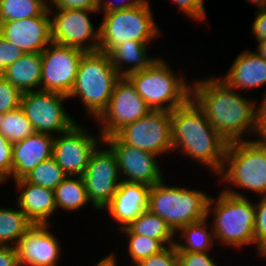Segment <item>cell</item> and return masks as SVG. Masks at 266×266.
<instances>
[{"label": "cell", "instance_id": "c3c4849f", "mask_svg": "<svg viewBox=\"0 0 266 266\" xmlns=\"http://www.w3.org/2000/svg\"><path fill=\"white\" fill-rule=\"evenodd\" d=\"M3 117H4V114L3 113H0V126H1V124L3 122Z\"/></svg>", "mask_w": 266, "mask_h": 266}, {"label": "cell", "instance_id": "ba28073f", "mask_svg": "<svg viewBox=\"0 0 266 266\" xmlns=\"http://www.w3.org/2000/svg\"><path fill=\"white\" fill-rule=\"evenodd\" d=\"M150 0H143L139 5L111 12L102 13L99 27V51L109 53L114 47L125 41L155 43L162 36L155 20Z\"/></svg>", "mask_w": 266, "mask_h": 266}, {"label": "cell", "instance_id": "5b68a950", "mask_svg": "<svg viewBox=\"0 0 266 266\" xmlns=\"http://www.w3.org/2000/svg\"><path fill=\"white\" fill-rule=\"evenodd\" d=\"M169 63L160 55L146 69L127 76L152 110L171 112L191 98L192 79L186 78L182 69H172Z\"/></svg>", "mask_w": 266, "mask_h": 266}, {"label": "cell", "instance_id": "2e32d148", "mask_svg": "<svg viewBox=\"0 0 266 266\" xmlns=\"http://www.w3.org/2000/svg\"><path fill=\"white\" fill-rule=\"evenodd\" d=\"M85 52L51 42L42 55L41 90L69 95Z\"/></svg>", "mask_w": 266, "mask_h": 266}, {"label": "cell", "instance_id": "44dd1931", "mask_svg": "<svg viewBox=\"0 0 266 266\" xmlns=\"http://www.w3.org/2000/svg\"><path fill=\"white\" fill-rule=\"evenodd\" d=\"M13 182L17 191L13 200L32 223L54 225L52 220L57 212L54 191L27 182L24 178Z\"/></svg>", "mask_w": 266, "mask_h": 266}, {"label": "cell", "instance_id": "7a4b0ae2", "mask_svg": "<svg viewBox=\"0 0 266 266\" xmlns=\"http://www.w3.org/2000/svg\"><path fill=\"white\" fill-rule=\"evenodd\" d=\"M171 130L174 154L203 166L214 177L221 172L229 142L213 128L192 98L171 111Z\"/></svg>", "mask_w": 266, "mask_h": 266}, {"label": "cell", "instance_id": "60d3db41", "mask_svg": "<svg viewBox=\"0 0 266 266\" xmlns=\"http://www.w3.org/2000/svg\"><path fill=\"white\" fill-rule=\"evenodd\" d=\"M47 8L99 10V0H47Z\"/></svg>", "mask_w": 266, "mask_h": 266}, {"label": "cell", "instance_id": "4fadbf2b", "mask_svg": "<svg viewBox=\"0 0 266 266\" xmlns=\"http://www.w3.org/2000/svg\"><path fill=\"white\" fill-rule=\"evenodd\" d=\"M78 122L54 137L52 157L67 176H82L92 152L103 142L99 130L94 133Z\"/></svg>", "mask_w": 266, "mask_h": 266}, {"label": "cell", "instance_id": "4316f807", "mask_svg": "<svg viewBox=\"0 0 266 266\" xmlns=\"http://www.w3.org/2000/svg\"><path fill=\"white\" fill-rule=\"evenodd\" d=\"M13 208L0 207V246H14L34 225L13 200Z\"/></svg>", "mask_w": 266, "mask_h": 266}, {"label": "cell", "instance_id": "ac0fdd59", "mask_svg": "<svg viewBox=\"0 0 266 266\" xmlns=\"http://www.w3.org/2000/svg\"><path fill=\"white\" fill-rule=\"evenodd\" d=\"M0 35L24 54L43 52L52 42L48 8L37 17L0 22Z\"/></svg>", "mask_w": 266, "mask_h": 266}, {"label": "cell", "instance_id": "6da1fadb", "mask_svg": "<svg viewBox=\"0 0 266 266\" xmlns=\"http://www.w3.org/2000/svg\"><path fill=\"white\" fill-rule=\"evenodd\" d=\"M193 78L191 98L213 128L227 141L254 137L255 99L229 87L217 75Z\"/></svg>", "mask_w": 266, "mask_h": 266}, {"label": "cell", "instance_id": "4dcf8cb0", "mask_svg": "<svg viewBox=\"0 0 266 266\" xmlns=\"http://www.w3.org/2000/svg\"><path fill=\"white\" fill-rule=\"evenodd\" d=\"M0 133L12 144L35 133L31 122L21 107L4 114Z\"/></svg>", "mask_w": 266, "mask_h": 266}, {"label": "cell", "instance_id": "277c9868", "mask_svg": "<svg viewBox=\"0 0 266 266\" xmlns=\"http://www.w3.org/2000/svg\"><path fill=\"white\" fill-rule=\"evenodd\" d=\"M253 200V197L251 199L238 197L221 189L217 196H210L207 218H211L214 239L217 247L221 246L220 250L227 247L228 250L239 252L244 251L245 246L255 249V202Z\"/></svg>", "mask_w": 266, "mask_h": 266}, {"label": "cell", "instance_id": "1f68e13d", "mask_svg": "<svg viewBox=\"0 0 266 266\" xmlns=\"http://www.w3.org/2000/svg\"><path fill=\"white\" fill-rule=\"evenodd\" d=\"M67 175L53 157L39 163L24 179L34 185L54 190Z\"/></svg>", "mask_w": 266, "mask_h": 266}, {"label": "cell", "instance_id": "b9f144b4", "mask_svg": "<svg viewBox=\"0 0 266 266\" xmlns=\"http://www.w3.org/2000/svg\"><path fill=\"white\" fill-rule=\"evenodd\" d=\"M254 19L250 28L252 37L254 35V41L266 40V8L258 9L254 11Z\"/></svg>", "mask_w": 266, "mask_h": 266}, {"label": "cell", "instance_id": "9c48e42d", "mask_svg": "<svg viewBox=\"0 0 266 266\" xmlns=\"http://www.w3.org/2000/svg\"><path fill=\"white\" fill-rule=\"evenodd\" d=\"M68 99L67 95L59 92L29 91L22 94L20 107L35 133L56 136L68 131L78 121L64 106L70 101Z\"/></svg>", "mask_w": 266, "mask_h": 266}, {"label": "cell", "instance_id": "74e56055", "mask_svg": "<svg viewBox=\"0 0 266 266\" xmlns=\"http://www.w3.org/2000/svg\"><path fill=\"white\" fill-rule=\"evenodd\" d=\"M177 255L179 266H221L212 252H177Z\"/></svg>", "mask_w": 266, "mask_h": 266}, {"label": "cell", "instance_id": "cb8c5ba5", "mask_svg": "<svg viewBox=\"0 0 266 266\" xmlns=\"http://www.w3.org/2000/svg\"><path fill=\"white\" fill-rule=\"evenodd\" d=\"M42 55L23 54L15 63L9 65L1 74L22 93L41 90Z\"/></svg>", "mask_w": 266, "mask_h": 266}, {"label": "cell", "instance_id": "7dc6e473", "mask_svg": "<svg viewBox=\"0 0 266 266\" xmlns=\"http://www.w3.org/2000/svg\"><path fill=\"white\" fill-rule=\"evenodd\" d=\"M245 2H249V4L255 6V8L258 9H263L266 8V0H244Z\"/></svg>", "mask_w": 266, "mask_h": 266}, {"label": "cell", "instance_id": "83f0119b", "mask_svg": "<svg viewBox=\"0 0 266 266\" xmlns=\"http://www.w3.org/2000/svg\"><path fill=\"white\" fill-rule=\"evenodd\" d=\"M127 228L133 234L159 240L165 247L175 243V233L172 229L149 209L144 210Z\"/></svg>", "mask_w": 266, "mask_h": 266}, {"label": "cell", "instance_id": "f1b7e54d", "mask_svg": "<svg viewBox=\"0 0 266 266\" xmlns=\"http://www.w3.org/2000/svg\"><path fill=\"white\" fill-rule=\"evenodd\" d=\"M116 232H119V235L123 234L120 235L123 238H127L123 241L124 243H127V246L125 245L127 250L125 251L126 253H124V256L127 254L125 258H129V263L127 264H130L131 266H136L143 259H146L147 257L156 254L165 248V246L159 240L133 234L127 227L121 228Z\"/></svg>", "mask_w": 266, "mask_h": 266}, {"label": "cell", "instance_id": "d6a6232c", "mask_svg": "<svg viewBox=\"0 0 266 266\" xmlns=\"http://www.w3.org/2000/svg\"><path fill=\"white\" fill-rule=\"evenodd\" d=\"M255 199V256L266 260V196Z\"/></svg>", "mask_w": 266, "mask_h": 266}, {"label": "cell", "instance_id": "f546056e", "mask_svg": "<svg viewBox=\"0 0 266 266\" xmlns=\"http://www.w3.org/2000/svg\"><path fill=\"white\" fill-rule=\"evenodd\" d=\"M47 9V0H0V22L40 16Z\"/></svg>", "mask_w": 266, "mask_h": 266}, {"label": "cell", "instance_id": "484cf974", "mask_svg": "<svg viewBox=\"0 0 266 266\" xmlns=\"http://www.w3.org/2000/svg\"><path fill=\"white\" fill-rule=\"evenodd\" d=\"M53 191L58 212L77 213L91 205L82 176H67Z\"/></svg>", "mask_w": 266, "mask_h": 266}, {"label": "cell", "instance_id": "7bdbcfd3", "mask_svg": "<svg viewBox=\"0 0 266 266\" xmlns=\"http://www.w3.org/2000/svg\"><path fill=\"white\" fill-rule=\"evenodd\" d=\"M143 0H99V12H111L139 5Z\"/></svg>", "mask_w": 266, "mask_h": 266}, {"label": "cell", "instance_id": "52a82bcc", "mask_svg": "<svg viewBox=\"0 0 266 266\" xmlns=\"http://www.w3.org/2000/svg\"><path fill=\"white\" fill-rule=\"evenodd\" d=\"M154 184L149 191L148 209L160 216L176 233L183 226L207 218L210 193L168 180ZM177 185V186H176Z\"/></svg>", "mask_w": 266, "mask_h": 266}, {"label": "cell", "instance_id": "8fae6325", "mask_svg": "<svg viewBox=\"0 0 266 266\" xmlns=\"http://www.w3.org/2000/svg\"><path fill=\"white\" fill-rule=\"evenodd\" d=\"M124 144L162 156L173 153L171 112L151 110L115 134Z\"/></svg>", "mask_w": 266, "mask_h": 266}, {"label": "cell", "instance_id": "ab89813d", "mask_svg": "<svg viewBox=\"0 0 266 266\" xmlns=\"http://www.w3.org/2000/svg\"><path fill=\"white\" fill-rule=\"evenodd\" d=\"M24 52L19 47H14L10 41L0 35V74H2L9 65L15 63Z\"/></svg>", "mask_w": 266, "mask_h": 266}, {"label": "cell", "instance_id": "e575fe53", "mask_svg": "<svg viewBox=\"0 0 266 266\" xmlns=\"http://www.w3.org/2000/svg\"><path fill=\"white\" fill-rule=\"evenodd\" d=\"M22 92L0 74V113L20 107Z\"/></svg>", "mask_w": 266, "mask_h": 266}, {"label": "cell", "instance_id": "ee69618b", "mask_svg": "<svg viewBox=\"0 0 266 266\" xmlns=\"http://www.w3.org/2000/svg\"><path fill=\"white\" fill-rule=\"evenodd\" d=\"M0 266H20L14 246H0Z\"/></svg>", "mask_w": 266, "mask_h": 266}, {"label": "cell", "instance_id": "7402d4cb", "mask_svg": "<svg viewBox=\"0 0 266 266\" xmlns=\"http://www.w3.org/2000/svg\"><path fill=\"white\" fill-rule=\"evenodd\" d=\"M54 137L34 133L13 144L12 181L26 177L39 163L52 157Z\"/></svg>", "mask_w": 266, "mask_h": 266}, {"label": "cell", "instance_id": "9a60e30c", "mask_svg": "<svg viewBox=\"0 0 266 266\" xmlns=\"http://www.w3.org/2000/svg\"><path fill=\"white\" fill-rule=\"evenodd\" d=\"M103 142L116 155L122 181L142 183L152 187L166 178L162 169L164 167L159 164L162 163L160 156L124 144L116 135L103 138Z\"/></svg>", "mask_w": 266, "mask_h": 266}, {"label": "cell", "instance_id": "5bb4252c", "mask_svg": "<svg viewBox=\"0 0 266 266\" xmlns=\"http://www.w3.org/2000/svg\"><path fill=\"white\" fill-rule=\"evenodd\" d=\"M152 109L136 92L127 77H120L113 88L107 109L95 121L102 138L115 135L125 125L147 115Z\"/></svg>", "mask_w": 266, "mask_h": 266}, {"label": "cell", "instance_id": "bcb514c9", "mask_svg": "<svg viewBox=\"0 0 266 266\" xmlns=\"http://www.w3.org/2000/svg\"><path fill=\"white\" fill-rule=\"evenodd\" d=\"M257 48H255V52L259 54L261 57L266 59V40L265 41H259L256 45Z\"/></svg>", "mask_w": 266, "mask_h": 266}, {"label": "cell", "instance_id": "d590c367", "mask_svg": "<svg viewBox=\"0 0 266 266\" xmlns=\"http://www.w3.org/2000/svg\"><path fill=\"white\" fill-rule=\"evenodd\" d=\"M136 266H179L175 245L166 246L160 252L143 259Z\"/></svg>", "mask_w": 266, "mask_h": 266}, {"label": "cell", "instance_id": "3957f363", "mask_svg": "<svg viewBox=\"0 0 266 266\" xmlns=\"http://www.w3.org/2000/svg\"><path fill=\"white\" fill-rule=\"evenodd\" d=\"M216 177L228 194L265 197L266 143L253 139L228 143L223 168Z\"/></svg>", "mask_w": 266, "mask_h": 266}, {"label": "cell", "instance_id": "7c38bea8", "mask_svg": "<svg viewBox=\"0 0 266 266\" xmlns=\"http://www.w3.org/2000/svg\"><path fill=\"white\" fill-rule=\"evenodd\" d=\"M82 178L91 203L88 208L102 212L122 181L116 155L105 142H101L92 152Z\"/></svg>", "mask_w": 266, "mask_h": 266}, {"label": "cell", "instance_id": "ffe728a7", "mask_svg": "<svg viewBox=\"0 0 266 266\" xmlns=\"http://www.w3.org/2000/svg\"><path fill=\"white\" fill-rule=\"evenodd\" d=\"M234 58L225 74H219L229 87L246 94L262 87L263 93L266 92V59L257 54L254 50L243 49ZM265 89V90H264Z\"/></svg>", "mask_w": 266, "mask_h": 266}, {"label": "cell", "instance_id": "f35d334b", "mask_svg": "<svg viewBox=\"0 0 266 266\" xmlns=\"http://www.w3.org/2000/svg\"><path fill=\"white\" fill-rule=\"evenodd\" d=\"M260 102V104H259ZM255 99L254 137L253 140L266 143V92L261 101Z\"/></svg>", "mask_w": 266, "mask_h": 266}, {"label": "cell", "instance_id": "d4e9b609", "mask_svg": "<svg viewBox=\"0 0 266 266\" xmlns=\"http://www.w3.org/2000/svg\"><path fill=\"white\" fill-rule=\"evenodd\" d=\"M210 219L183 226L175 233V247L177 252H214L216 242ZM179 236V237H178ZM179 239V240H178Z\"/></svg>", "mask_w": 266, "mask_h": 266}, {"label": "cell", "instance_id": "8992f818", "mask_svg": "<svg viewBox=\"0 0 266 266\" xmlns=\"http://www.w3.org/2000/svg\"><path fill=\"white\" fill-rule=\"evenodd\" d=\"M119 78L108 53L85 52L68 98L78 100L86 117L95 122L107 109Z\"/></svg>", "mask_w": 266, "mask_h": 266}, {"label": "cell", "instance_id": "8d00e7d4", "mask_svg": "<svg viewBox=\"0 0 266 266\" xmlns=\"http://www.w3.org/2000/svg\"><path fill=\"white\" fill-rule=\"evenodd\" d=\"M13 144L0 133V179L12 184Z\"/></svg>", "mask_w": 266, "mask_h": 266}, {"label": "cell", "instance_id": "30bf717a", "mask_svg": "<svg viewBox=\"0 0 266 266\" xmlns=\"http://www.w3.org/2000/svg\"><path fill=\"white\" fill-rule=\"evenodd\" d=\"M51 17L52 42L74 47L84 52L99 51V23L94 26L91 16L99 10L48 8Z\"/></svg>", "mask_w": 266, "mask_h": 266}, {"label": "cell", "instance_id": "681fc988", "mask_svg": "<svg viewBox=\"0 0 266 266\" xmlns=\"http://www.w3.org/2000/svg\"><path fill=\"white\" fill-rule=\"evenodd\" d=\"M2 184H4L5 185V183L0 179V186L2 187ZM0 187V188H1Z\"/></svg>", "mask_w": 266, "mask_h": 266}, {"label": "cell", "instance_id": "f6af8a7d", "mask_svg": "<svg viewBox=\"0 0 266 266\" xmlns=\"http://www.w3.org/2000/svg\"><path fill=\"white\" fill-rule=\"evenodd\" d=\"M117 253L119 252H114L113 249V251L107 253L108 255L104 254V256H102V258L99 259L97 263L94 264V266H121V264L119 265V263H121V261L119 260L120 257L119 254L117 255Z\"/></svg>", "mask_w": 266, "mask_h": 266}, {"label": "cell", "instance_id": "e0dca14e", "mask_svg": "<svg viewBox=\"0 0 266 266\" xmlns=\"http://www.w3.org/2000/svg\"><path fill=\"white\" fill-rule=\"evenodd\" d=\"M53 225H33L15 245L20 266H60L62 241ZM62 257V258H61Z\"/></svg>", "mask_w": 266, "mask_h": 266}, {"label": "cell", "instance_id": "d6986e66", "mask_svg": "<svg viewBox=\"0 0 266 266\" xmlns=\"http://www.w3.org/2000/svg\"><path fill=\"white\" fill-rule=\"evenodd\" d=\"M148 185L142 183H131L121 181L110 203L104 208L102 217L109 216L112 219V229L127 227L134 221L144 210L148 209L149 191ZM115 226L117 228L112 227Z\"/></svg>", "mask_w": 266, "mask_h": 266}, {"label": "cell", "instance_id": "603a6c76", "mask_svg": "<svg viewBox=\"0 0 266 266\" xmlns=\"http://www.w3.org/2000/svg\"><path fill=\"white\" fill-rule=\"evenodd\" d=\"M150 45L152 43L129 40L114 47L108 53L120 77H127L133 72L142 71L158 58L155 54L150 55Z\"/></svg>", "mask_w": 266, "mask_h": 266}, {"label": "cell", "instance_id": "836d02e7", "mask_svg": "<svg viewBox=\"0 0 266 266\" xmlns=\"http://www.w3.org/2000/svg\"><path fill=\"white\" fill-rule=\"evenodd\" d=\"M174 7L182 13V16L190 19L192 22L204 24L208 21L207 10L205 9L204 0H170Z\"/></svg>", "mask_w": 266, "mask_h": 266}]
</instances>
